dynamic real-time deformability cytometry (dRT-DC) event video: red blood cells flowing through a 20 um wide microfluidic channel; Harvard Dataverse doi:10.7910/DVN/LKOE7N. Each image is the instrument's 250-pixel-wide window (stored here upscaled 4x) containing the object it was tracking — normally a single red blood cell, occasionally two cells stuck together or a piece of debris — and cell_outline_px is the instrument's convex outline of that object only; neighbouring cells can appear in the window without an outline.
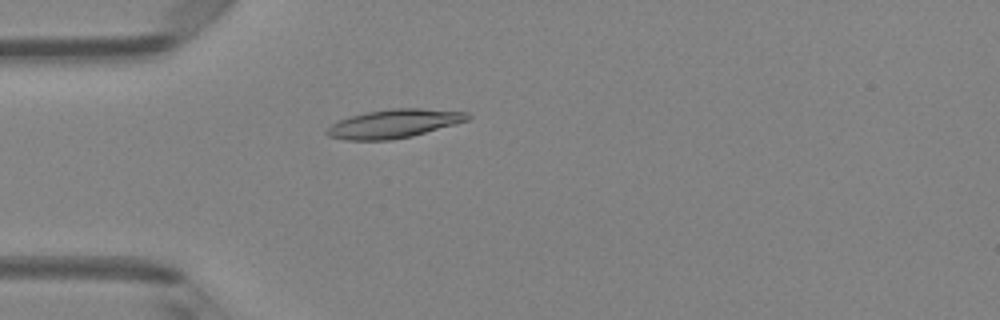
{"species": "Egyptian fruit bat (a non-hibernating species)", "species_latin": "Rousettus aegyptiacus", "temperature_condition": "room temperature", "stored_images_in_passage": 49, "camera_frame_rate_fps": 3000, "um_per_image_px": 0.085, "animal": {"sex": "female"}, "frame": {"image": 1, "passage_image": 14, "time_ms": 4.333, "image_size_px": [1000, 320], "cell_outline_px": [[472, 116], [468, 120], [412, 136], [392, 140], [344, 140], [328, 136], [324, 132], [332, 124], [340, 120], [352, 116], [368, 112], [392, 108], [420, 108], [468, 112]], "centroid_in_image_um": [33.49, 10.51], "position_along_channel_um": 51.5, "area_um2": 23.29}}
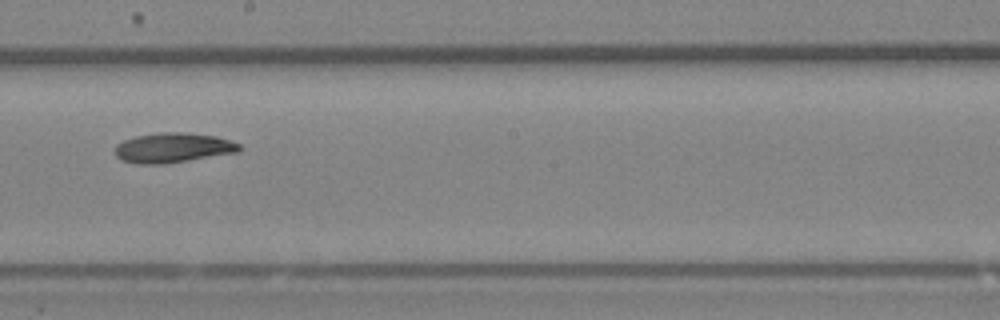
{"frame": {"image": 2, "passage_image": 28, "time_ms": 9.0, "image_size_px": [1000, 320], "cell_outline_px": [[244, 148], [240, 152], [164, 164], [136, 164], [120, 160], [116, 156], [116, 144], [124, 140], [136, 136], [160, 132], [180, 132], [216, 136], [240, 144]], "centroid_in_image_um": [14.72, 12.57], "position_along_channel_um": 233.5, "area_um2": 21.73}}
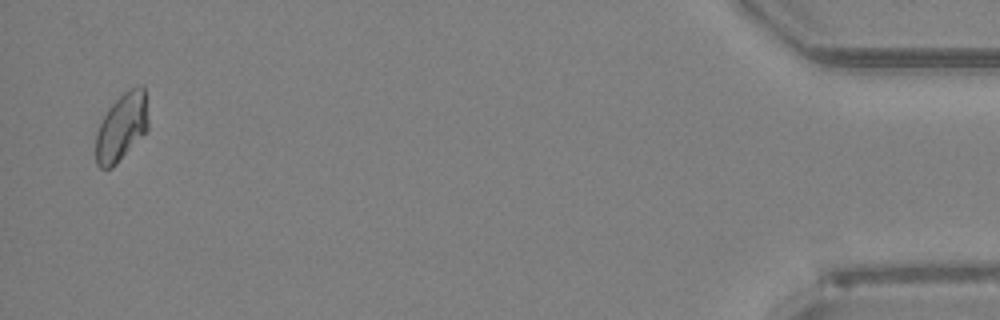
{"frame": {"image": 3, "passage_image": 48, "time_ms": 15.667, "image_size_px": [1000, 320], "cell_outline_px": [[148, 128], [116, 164], [112, 168], [100, 168], [96, 164], [96, 132], [108, 108], [128, 88], [140, 84], [144, 84], [148, 120]], "centroid_in_image_um": [10.34, 10.77], "position_along_channel_um": 424.9, "area_um2": 20.52}, "authors_computed_cell_mechanics": {"area_um2": 21.0392, "velocity_mm_per_s": 4.1433, "shape_relaxation_time_tau1_ms": 5.9743, "shape_relaxation_time_tau2_ms": null, "deformation_change_tau1": 0.1362, "deformation_change_tau2": null}}